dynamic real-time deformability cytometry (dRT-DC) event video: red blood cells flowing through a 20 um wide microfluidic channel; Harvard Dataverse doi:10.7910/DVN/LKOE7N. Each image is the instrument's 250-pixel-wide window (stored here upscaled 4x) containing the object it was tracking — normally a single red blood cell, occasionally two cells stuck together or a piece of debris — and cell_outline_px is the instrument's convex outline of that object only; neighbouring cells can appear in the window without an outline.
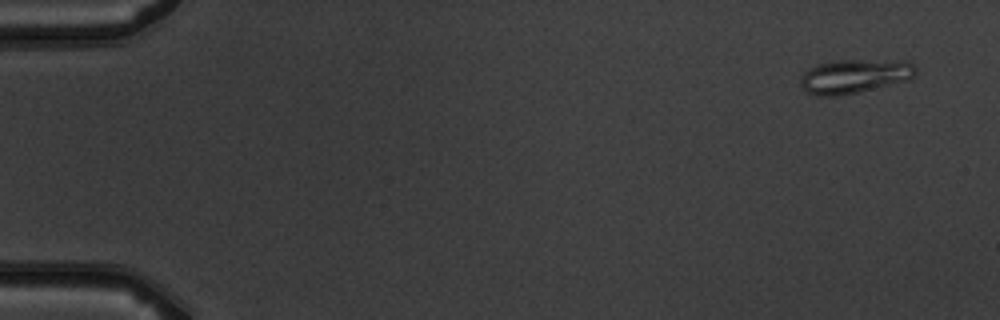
{"species": "common noctule bat (a hibernating species)", "species_latin": "Nyctalus noctula", "temperature_condition": "warm", "stored_images_in_passage": 6, "camera_frame_rate_fps": 3000, "um_per_image_px": 0.085, "animal": {"sex": "male", "body_mass_g": 19.5, "forearm_length_mm": 54.6}, "frame": {"image": 1, "passage_image": 1, "time_ms": 0.0, "image_size_px": [1000, 320], "cell_outline_px": [[916, 72], [908, 80], [856, 92], [836, 96], [820, 96], [804, 92], [800, 88], [800, 76], [808, 68], [816, 64], [836, 60], [908, 60], [916, 68]], "centroid_in_image_um": [72.57, 6.46], "position_along_channel_um": 12.4, "area_um2": 23.0}}
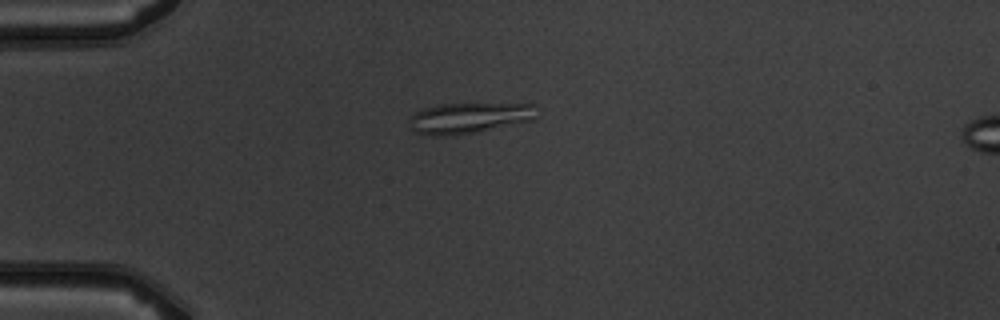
{"frame": {"image": 2, "passage_image": 4, "time_ms": 3.667, "image_size_px": [1000, 320], "cell_outline_px": [[536, 120], [476, 132], [444, 136], [436, 136], [416, 132], [412, 128], [408, 120], [416, 112], [424, 108], [436, 104], [536, 104]], "centroid_in_image_um": [39.91, 10.02], "position_along_channel_um": 45.1, "area_um2": 22.77}}
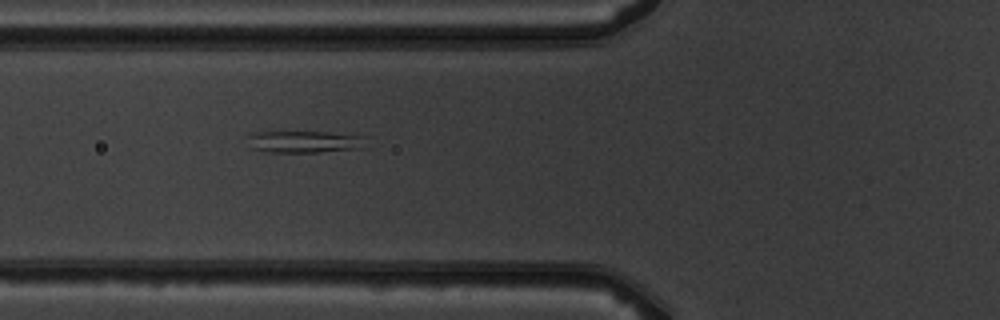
{"frame": {"image": 3, "passage_image": 6, "time_ms": 5.667, "image_size_px": [1000, 320], "cell_outline_px": [[364, 148], [316, 152], [268, 152], [252, 148], [248, 136], [252, 132], [324, 132], [364, 136]], "centroid_in_image_um": [25.87, 12.05], "position_along_channel_um": 99.9, "area_um2": 14.91}}